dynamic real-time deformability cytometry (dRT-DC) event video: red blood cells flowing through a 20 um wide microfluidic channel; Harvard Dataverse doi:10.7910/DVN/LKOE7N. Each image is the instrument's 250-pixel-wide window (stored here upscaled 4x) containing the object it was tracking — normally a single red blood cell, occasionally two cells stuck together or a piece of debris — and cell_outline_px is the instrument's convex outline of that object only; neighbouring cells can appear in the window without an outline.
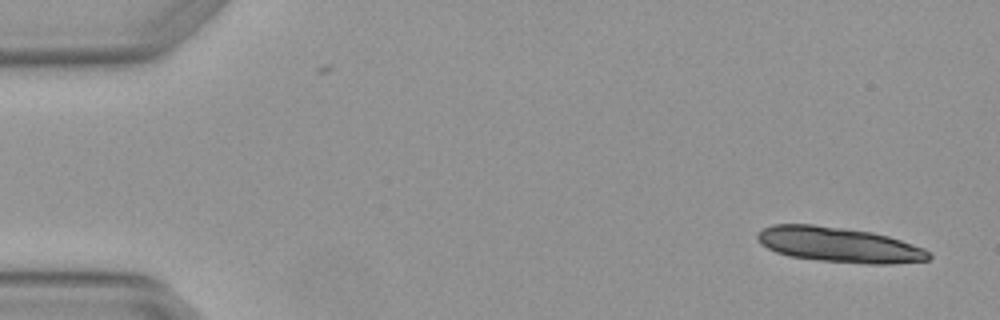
{"species": "Egyptian fruit bat (a non-hibernating species)", "species_latin": "Rousettus aegyptiacus", "temperature_condition": "warm", "stored_images_in_passage": 5, "camera_frame_rate_fps": 3000, "um_per_image_px": 0.085, "animal": {"sex": "female"}, "frame": {"image": 1, "passage_image": 1, "time_ms": 0.0, "image_size_px": [1000, 320], "cell_outline_px": [[932, 256], [928, 260], [892, 264], [868, 264], [820, 260], [788, 256], [776, 252], [760, 244], [756, 240], [756, 236], [764, 228], [772, 224], [812, 224], [844, 228], [872, 232], [888, 236], [924, 248], [932, 252]], "centroid_in_image_um": [71.32, 20.8], "position_along_channel_um": 13.7, "area_um2": 35.14}}
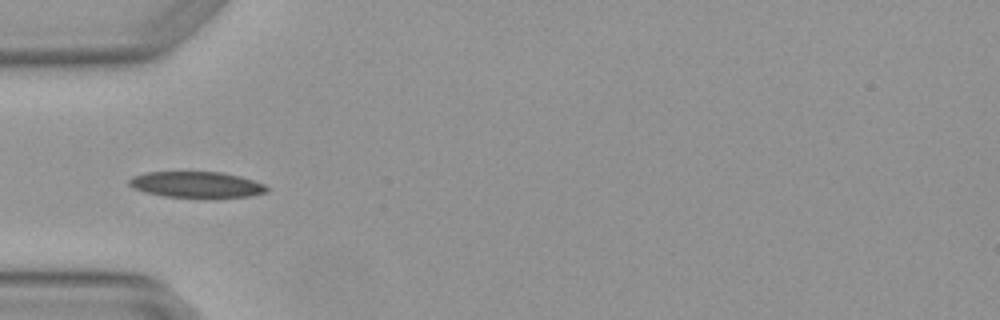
{"frame": {"image": 2, "passage_image": 5, "time_ms": 1.333, "image_size_px": [1000, 320], "cell_outline_px": [[268, 192], [252, 196], [164, 196], [144, 192], [132, 188], [128, 184], [128, 180], [132, 176], [144, 172], [224, 172], [240, 176], [264, 184], [268, 188]], "centroid_in_image_um": [16.66, 15.67], "position_along_channel_um": 68.3, "area_um2": 20.58}}